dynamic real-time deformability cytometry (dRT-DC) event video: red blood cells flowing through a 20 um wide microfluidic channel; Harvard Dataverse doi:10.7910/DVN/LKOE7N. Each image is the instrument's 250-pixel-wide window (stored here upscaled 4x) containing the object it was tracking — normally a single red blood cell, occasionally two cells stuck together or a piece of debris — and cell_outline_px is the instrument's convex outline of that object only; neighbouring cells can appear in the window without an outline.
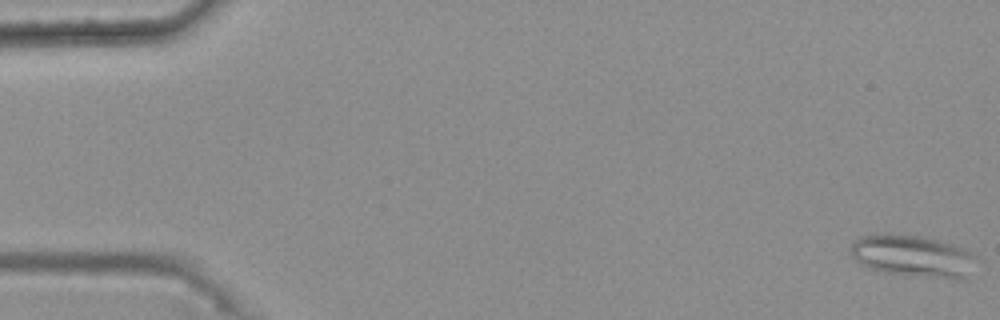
{"species": "common noctule bat (a hibernating species)", "species_latin": "Nyctalus noctula", "temperature_condition": "warm", "stored_images_in_passage": 15, "camera_frame_rate_fps": 3000, "um_per_image_px": 0.085, "animal": {"sex": "female", "body_mass_g": 25.1}, "frame": {"image": 1, "passage_image": 1, "time_ms": 0.0, "image_size_px": [1000, 320], "cell_outline_px": [[972, 256], [964, 280], [952, 280], [884, 272], [868, 268], [860, 264], [852, 256], [848, 248], [856, 240], [864, 236], [884, 232], [920, 236], [956, 244], [972, 252]], "centroid_in_image_um": [77.51, 21.75], "position_along_channel_um": 7.5, "area_um2": 30.63}}